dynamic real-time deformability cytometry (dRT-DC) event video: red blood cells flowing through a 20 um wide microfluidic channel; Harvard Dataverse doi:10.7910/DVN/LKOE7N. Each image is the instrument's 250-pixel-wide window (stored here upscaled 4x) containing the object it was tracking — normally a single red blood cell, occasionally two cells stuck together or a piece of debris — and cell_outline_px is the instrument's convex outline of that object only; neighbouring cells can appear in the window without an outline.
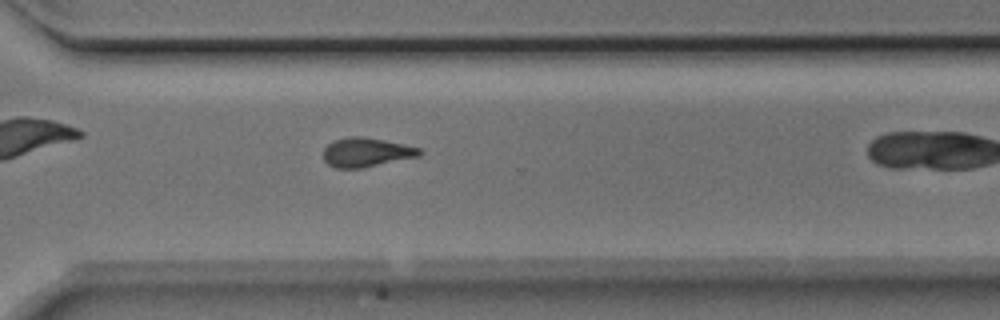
{"species": "Egyptian fruit bat (a non-hibernating species)", "species_latin": "Rousettus aegyptiacus", "temperature_condition": "room temperature", "stored_images_in_passage": 28, "camera_frame_rate_fps": 3000, "um_per_image_px": 0.085, "animal": {"sex": "male"}, "frame": {"image": 1, "passage_image": 24, "time_ms": 7.667, "image_size_px": [1000, 320], "cell_outline_px": [[424, 152], [420, 156], [360, 168], [336, 168], [328, 164], [324, 160], [324, 148], [332, 140], [352, 136], [364, 136], [420, 148]], "centroid_in_image_um": [31.12, 12.94], "position_along_channel_um": 339.5, "area_um2": 16.24}}